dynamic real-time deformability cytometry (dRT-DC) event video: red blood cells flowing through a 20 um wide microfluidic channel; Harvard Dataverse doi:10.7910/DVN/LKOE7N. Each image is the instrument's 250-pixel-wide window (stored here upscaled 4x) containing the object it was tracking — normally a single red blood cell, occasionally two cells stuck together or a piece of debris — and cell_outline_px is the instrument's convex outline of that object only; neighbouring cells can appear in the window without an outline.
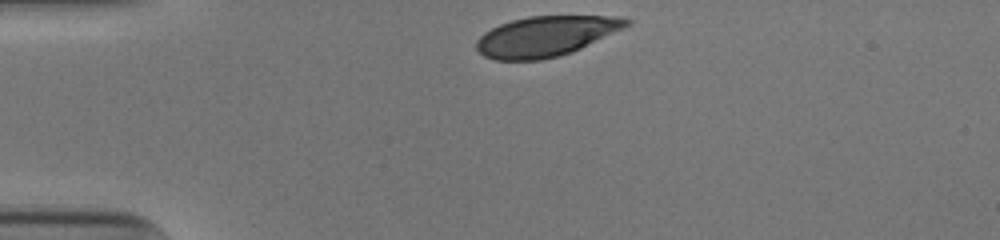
{"species": "human", "species_latin": "Homo sapiens", "temperature_condition": "cold", "stored_images_in_passage": 31, "camera_frame_rate_fps": 3000, "um_per_image_px": 0.085, "donor": {"sex": "male"}, "frame": {"image": 1, "passage_image": 1, "time_ms": 0.0, "image_size_px": [1000, 240], "cell_outline_px": [[632, 24], [624, 28], [572, 52], [560, 56], [540, 60], [496, 60], [484, 56], [476, 48], [476, 40], [484, 32], [500, 24], [512, 20], [528, 16], [616, 16], [632, 20]], "centroid_in_image_um": [46.4, 3.08], "position_along_channel_um": 38.6, "area_um2": 35.14}}
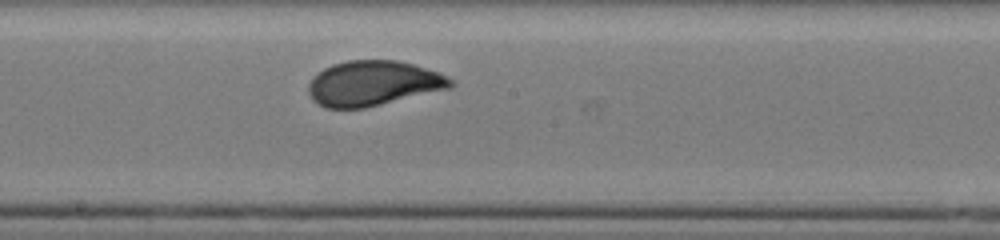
{"frame": {"image": 2, "passage_image": 18, "time_ms": 5.667, "image_size_px": [1000, 240], "cell_outline_px": [[456, 84], [452, 88], [364, 108], [324, 108], [312, 100], [308, 92], [308, 84], [312, 76], [324, 68], [332, 64], [348, 60], [396, 60], [412, 64], [440, 72], [452, 80]], "centroid_in_image_um": [31.71, 7.08], "position_along_channel_um": 216.5, "area_um2": 37.57}}
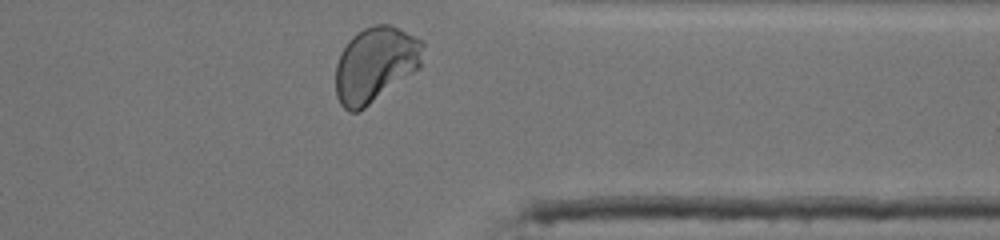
{"frame": {"image": 3, "passage_image": 31, "time_ms": 10.0, "image_size_px": [1000, 240], "cell_outline_px": [[424, 44], [420, 68], [364, 108], [356, 112], [348, 112], [340, 104], [336, 96], [336, 64], [340, 52], [348, 40], [356, 32], [364, 28], [376, 24], [392, 24], [424, 40]], "centroid_in_image_um": [31.9, 5.45], "position_along_channel_um": 379.5, "area_um2": 38.61}, "authors_computed_cell_mechanics": {"area_um2": 37.1076, "velocity_mm_per_s": 3.8679, "shape_relaxation_time_tau1_ms": 2.9498, "shape_relaxation_time_tau2_ms": null, "deformation_change_tau1": 0.1543, "deformation_change_tau2": null}}